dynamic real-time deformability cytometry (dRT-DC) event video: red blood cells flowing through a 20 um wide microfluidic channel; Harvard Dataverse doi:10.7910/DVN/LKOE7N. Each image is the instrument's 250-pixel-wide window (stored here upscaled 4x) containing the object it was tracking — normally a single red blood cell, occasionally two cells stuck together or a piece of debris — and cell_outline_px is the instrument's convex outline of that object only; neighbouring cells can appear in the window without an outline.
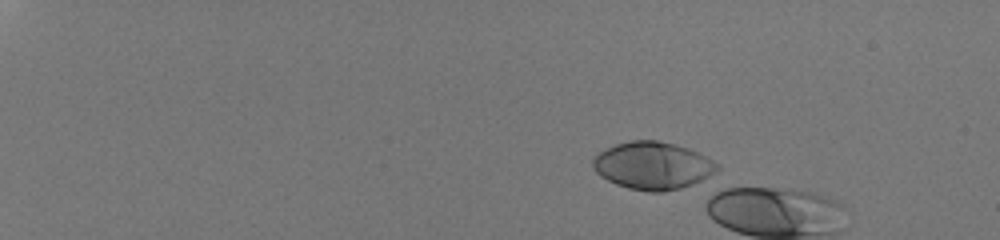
{"species": "human", "species_latin": "Homo sapiens", "temperature_condition": "room temperature", "stored_images_in_passage": 6, "camera_frame_rate_fps": 3000, "um_per_image_px": 0.085, "donor": {"sex": "male"}, "frame": {"image": 1, "passage_image": 1, "time_ms": 0.0, "image_size_px": [1000, 240], "cell_outline_px": [[720, 168], [716, 172], [692, 184], [680, 188], [660, 192], [648, 192], [628, 188], [616, 184], [600, 176], [592, 168], [592, 160], [604, 148], [616, 144], [632, 140], [656, 140], [676, 144], [688, 148], [720, 164]], "centroid_in_image_um": [55.46, 14.07], "position_along_channel_um": 29.5, "area_um2": 34.39}}